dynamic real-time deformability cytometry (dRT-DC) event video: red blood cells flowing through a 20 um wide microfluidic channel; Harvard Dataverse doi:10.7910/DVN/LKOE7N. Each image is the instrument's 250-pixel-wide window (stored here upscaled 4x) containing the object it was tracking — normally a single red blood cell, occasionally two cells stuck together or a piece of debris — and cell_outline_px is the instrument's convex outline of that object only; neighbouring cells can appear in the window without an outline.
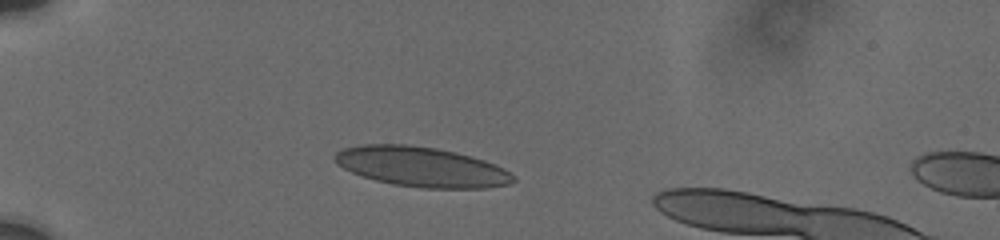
{"species": "human", "species_latin": "Homo sapiens", "temperature_condition": "cold", "stored_images_in_passage": 6, "camera_frame_rate_fps": 3000, "um_per_image_px": 0.085, "donor": {"sex": "male"}, "frame": {"image": 1, "passage_image": 1, "time_ms": 0.0, "image_size_px": [1000, 240], "cell_outline_px": [[516, 180], [508, 184], [484, 188], [420, 188], [392, 184], [376, 180], [352, 172], [336, 164], [332, 156], [336, 152], [344, 148], [360, 144], [408, 144], [436, 148], [456, 152], [472, 156], [484, 160], [504, 168]], "centroid_in_image_um": [35.79, 14.17], "position_along_channel_um": 49.2, "area_um2": 41.5}}